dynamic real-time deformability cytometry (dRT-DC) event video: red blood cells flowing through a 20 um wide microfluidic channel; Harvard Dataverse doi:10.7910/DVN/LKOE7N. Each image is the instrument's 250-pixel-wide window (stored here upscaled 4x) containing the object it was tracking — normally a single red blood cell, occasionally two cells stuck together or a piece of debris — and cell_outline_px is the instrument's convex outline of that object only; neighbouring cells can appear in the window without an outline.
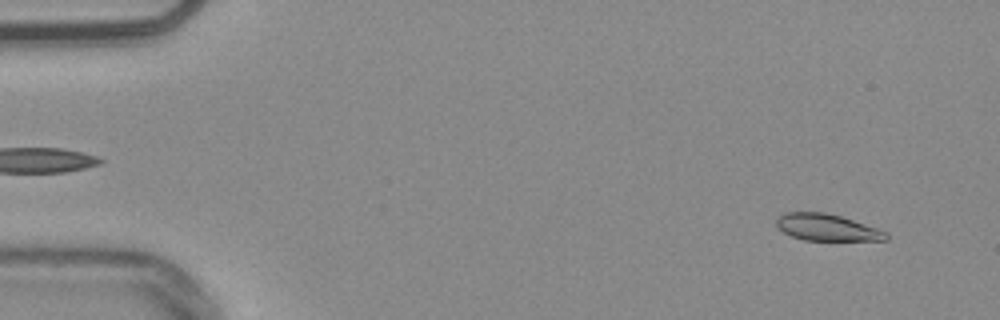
{"species": "common noctule bat (a hibernating species)", "species_latin": "Nyctalus noctula", "temperature_condition": "warm", "stored_images_in_passage": 53, "camera_frame_rate_fps": 3000, "um_per_image_px": 0.085, "animal": {"sex": "male", "body_mass_g": 20.4}, "frame": {"image": 1, "passage_image": 4, "time_ms": 1.0, "image_size_px": [1000, 320], "cell_outline_px": [[888, 240], [804, 240], [792, 236], [776, 228], [776, 220], [784, 212], [824, 212], [840, 216], [888, 232]], "centroid_in_image_um": [70.26, 19.33], "position_along_channel_um": 14.7, "area_um2": 16.94}}
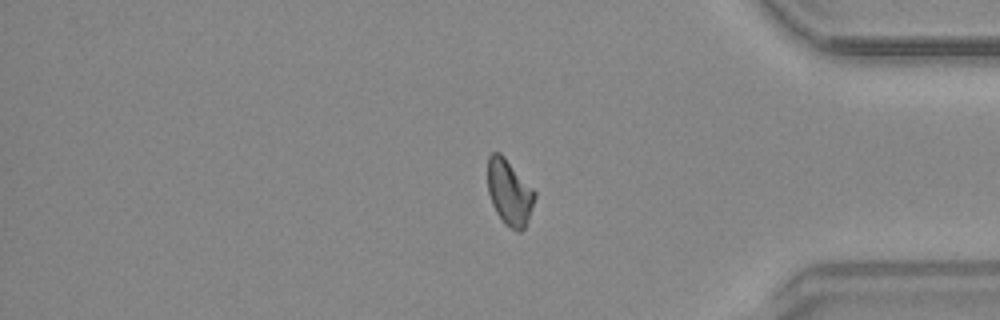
{"frame": {"image": 2, "passage_image": 45, "time_ms": 14.667, "image_size_px": [1000, 320], "cell_outline_px": [[536, 196], [528, 220], [524, 228], [520, 232], [516, 232], [504, 224], [496, 212], [492, 204], [488, 192], [488, 156], [492, 152], [500, 152], [504, 156], [536, 192]], "centroid_in_image_um": [43.29, 16.37], "position_along_channel_um": 391.9, "area_um2": 18.03}}
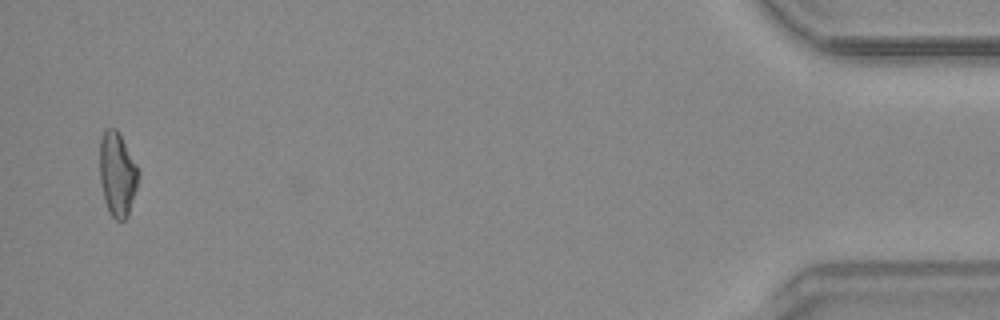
{"frame": {"image": 3, "passage_image": 52, "time_ms": 17.0, "image_size_px": [1000, 320], "cell_outline_px": [[140, 176], [128, 216], [124, 220], [116, 220], [108, 212], [104, 200], [100, 184], [100, 140], [104, 132], [108, 128], [116, 128], [136, 164], [140, 172]], "centroid_in_image_um": [9.97, 14.84], "position_along_channel_um": 425.2, "area_um2": 18.96}, "authors_computed_cell_mechanics": {"area_um2": 18.2648, "velocity_mm_per_s": 3.7665, "shape_relaxation_time_tau1_ms": 9.5648, "shape_relaxation_time_tau2_ms": 4.6032, "deformation_change_tau1": 0.2038, "deformation_change_tau2": 0.0817}}